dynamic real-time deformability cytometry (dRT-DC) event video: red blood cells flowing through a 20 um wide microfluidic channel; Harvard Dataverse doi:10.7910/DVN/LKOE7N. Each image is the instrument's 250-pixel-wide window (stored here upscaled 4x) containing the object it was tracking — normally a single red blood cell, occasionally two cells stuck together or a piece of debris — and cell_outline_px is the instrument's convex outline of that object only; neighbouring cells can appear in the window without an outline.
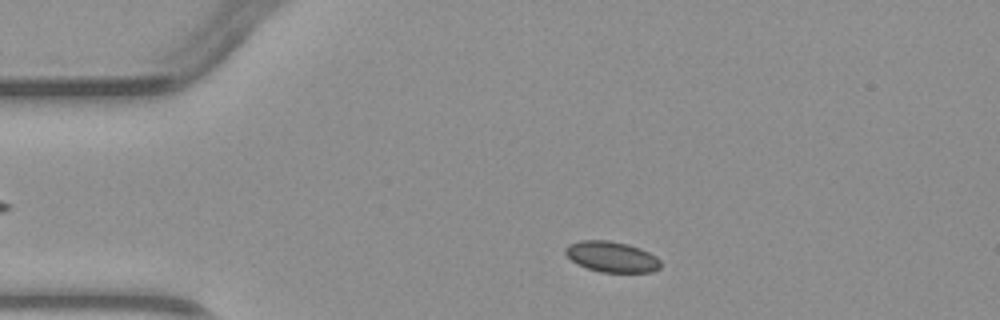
{"species": "common noctule bat (a hibernating species)", "species_latin": "Nyctalus noctula", "temperature_condition": "warm", "stored_images_in_passage": 2, "camera_frame_rate_fps": 3000, "um_per_image_px": 0.085, "animal": {"sex": "male", "body_mass_g": 23.1, "forearm_length_mm": 52.7}, "frame": {"image": 1, "passage_image": 1, "time_ms": 0.0, "image_size_px": [1000, 320], "cell_outline_px": [[660, 268], [652, 272], [600, 272], [576, 264], [564, 252], [564, 248], [568, 244], [580, 240], [608, 240], [628, 244], [640, 248], [656, 256], [660, 260]], "centroid_in_image_um": [51.98, 21.82], "position_along_channel_um": 33.0, "area_um2": 17.11}}